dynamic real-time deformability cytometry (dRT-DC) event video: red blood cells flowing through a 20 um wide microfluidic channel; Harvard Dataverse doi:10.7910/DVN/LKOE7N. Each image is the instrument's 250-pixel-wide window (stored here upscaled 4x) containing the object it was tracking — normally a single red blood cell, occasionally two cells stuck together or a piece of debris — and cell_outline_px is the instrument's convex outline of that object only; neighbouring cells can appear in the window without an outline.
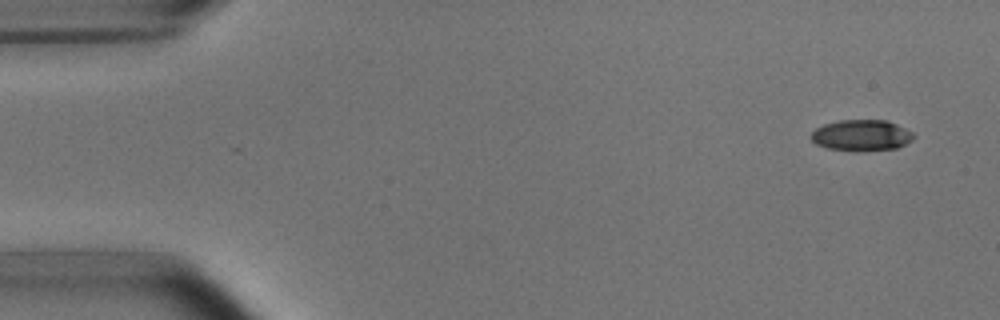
{"species": "common noctule bat (a hibernating species)", "species_latin": "Nyctalus noctula", "temperature_condition": "room temperature", "stored_images_in_passage": 7, "camera_frame_rate_fps": 3000, "um_per_image_px": 0.085, "animal": {"sex": "male", "body_mass_g": 15.6}, "frame": {"image": 1, "passage_image": 1, "time_ms": 0.0, "image_size_px": [1000, 320], "cell_outline_px": [[916, 136], [912, 140], [896, 148], [856, 152], [828, 148], [816, 144], [808, 136], [816, 128], [824, 124], [840, 120], [888, 120], [912, 132]], "centroid_in_image_um": [73.2, 11.51], "position_along_channel_um": 11.8, "area_um2": 18.73}}
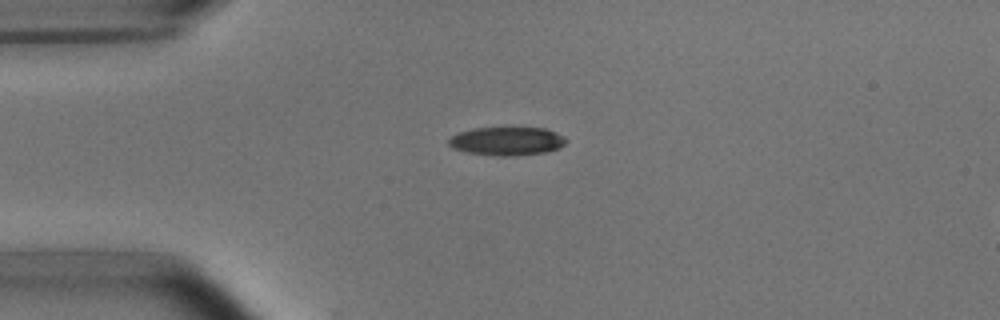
{"frame": {"image": 2, "passage_image": 4, "time_ms": 3.333, "image_size_px": [1000, 320], "cell_outline_px": [[568, 140], [560, 148], [548, 152], [516, 156], [492, 156], [468, 152], [452, 148], [448, 144], [448, 140], [456, 132], [472, 128], [508, 124], [544, 128], [556, 132], [564, 136]], "centroid_in_image_um": [43.1, 11.94], "position_along_channel_um": 41.9, "area_um2": 20.81}}
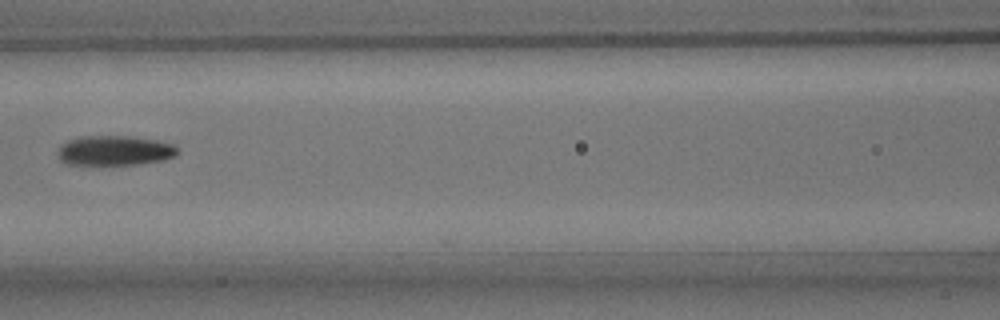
{"frame": {"image": 3, "passage_image": 7, "time_ms": 7.0, "image_size_px": [1000, 320], "cell_outline_px": [[180, 152], [176, 156], [164, 160], [140, 164], [100, 168], [64, 164], [56, 156], [56, 152], [60, 144], [68, 140], [80, 136], [132, 136], [156, 140], [172, 144]], "centroid_in_image_um": [9.65, 12.86], "position_along_channel_um": 156.9, "area_um2": 22.2}}